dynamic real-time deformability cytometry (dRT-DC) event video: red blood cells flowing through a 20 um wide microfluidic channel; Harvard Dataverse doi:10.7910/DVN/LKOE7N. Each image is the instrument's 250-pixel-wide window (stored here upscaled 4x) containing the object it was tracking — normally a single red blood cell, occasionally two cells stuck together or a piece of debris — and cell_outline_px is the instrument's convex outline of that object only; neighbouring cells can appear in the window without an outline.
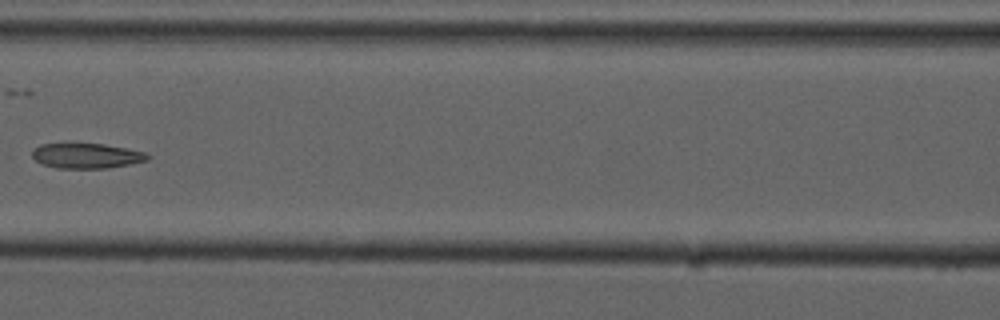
{"species": "common noctule bat (a hibernating species)", "species_latin": "Nyctalus noctula", "temperature_condition": "cold", "stored_images_in_passage": 8, "camera_frame_rate_fps": 3000, "um_per_image_px": 0.085, "animal": {"sex": "male", "forearm_length_mm": 52.5}, "frame": {"image": 1, "passage_image": 7, "time_ms": 7.0, "image_size_px": [1000, 320], "cell_outline_px": [[152, 156], [148, 160], [132, 164], [108, 168], [56, 168], [44, 164], [36, 160], [32, 156], [32, 152], [40, 144], [104, 144], [144, 152]], "centroid_in_image_um": [7.4, 13.25], "position_along_channel_um": 159.2, "area_um2": 16.7}}
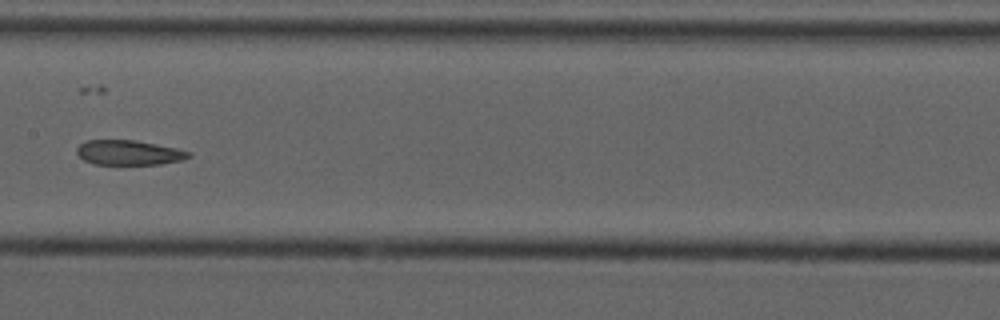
{"frame": {"image": 2, "passage_image": 8, "time_ms": 8.0, "image_size_px": [1000, 320], "cell_outline_px": [[192, 156], [184, 160], [160, 164], [96, 164], [84, 160], [76, 152], [76, 148], [80, 144], [88, 140], [136, 140], [176, 148], [192, 152]], "centroid_in_image_um": [10.99, 12.97], "position_along_channel_um": 196.4, "area_um2": 16.18}}